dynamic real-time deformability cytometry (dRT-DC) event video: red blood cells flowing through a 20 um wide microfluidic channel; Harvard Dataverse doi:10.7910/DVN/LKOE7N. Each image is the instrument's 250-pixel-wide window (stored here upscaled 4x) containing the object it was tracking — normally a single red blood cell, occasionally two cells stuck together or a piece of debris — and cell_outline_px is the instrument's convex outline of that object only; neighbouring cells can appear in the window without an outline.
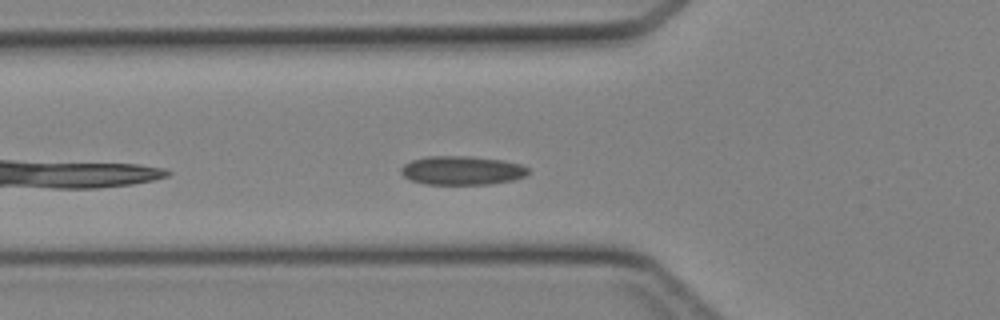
{"species": "Egyptian fruit bat (a non-hibernating species)", "species_latin": "Rousettus aegyptiacus", "temperature_condition": "cold", "stored_images_in_passage": 18, "camera_frame_rate_fps": 3000, "um_per_image_px": 0.085, "animal": {"sex": "female"}, "frame": {"image": 1, "passage_image": 4, "time_ms": 1.0, "image_size_px": [1000, 320], "cell_outline_px": [[528, 172], [524, 176], [512, 180], [488, 184], [424, 184], [412, 180], [404, 176], [400, 172], [400, 168], [404, 164], [412, 160], [428, 156], [468, 156], [504, 160], [520, 164], [528, 168]], "centroid_in_image_um": [39.24, 14.48], "position_along_channel_um": 86.6, "area_um2": 21.27}}
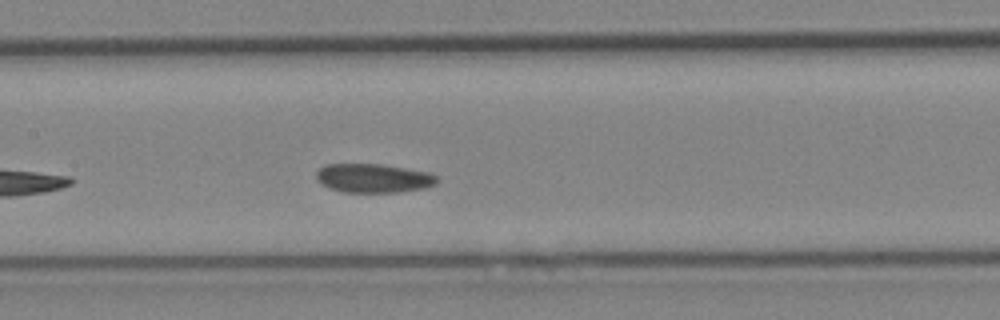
{"frame": {"image": 2, "passage_image": 10, "time_ms": 3.0, "image_size_px": [1000, 320], "cell_outline_px": [[436, 184], [424, 188], [396, 192], [344, 192], [320, 184], [316, 180], [316, 172], [324, 164], [380, 164], [428, 172], [436, 176]], "centroid_in_image_um": [31.69, 15.14], "position_along_channel_um": 175.7, "area_um2": 20.17}}
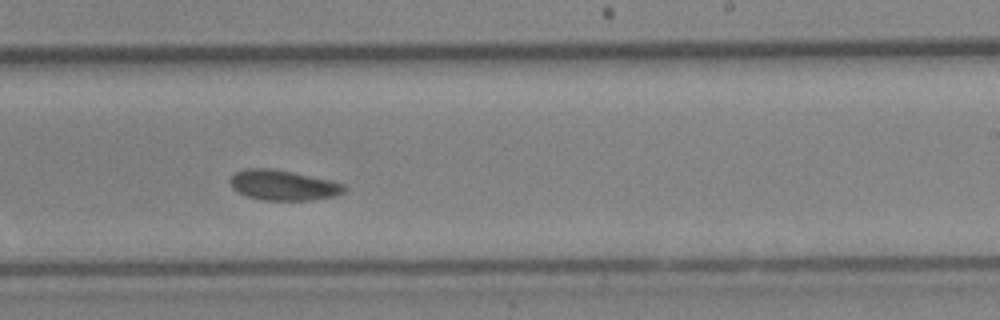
{"frame": {"image": 3, "passage_image": 16, "time_ms": 5.0, "image_size_px": [1000, 320], "cell_outline_px": [[344, 192], [336, 196], [312, 200], [264, 200], [248, 196], [232, 188], [228, 180], [236, 172], [248, 168], [272, 168], [292, 172], [328, 180], [344, 184]], "centroid_in_image_um": [24.05, 15.74], "position_along_channel_um": 264.9, "area_um2": 19.88}}